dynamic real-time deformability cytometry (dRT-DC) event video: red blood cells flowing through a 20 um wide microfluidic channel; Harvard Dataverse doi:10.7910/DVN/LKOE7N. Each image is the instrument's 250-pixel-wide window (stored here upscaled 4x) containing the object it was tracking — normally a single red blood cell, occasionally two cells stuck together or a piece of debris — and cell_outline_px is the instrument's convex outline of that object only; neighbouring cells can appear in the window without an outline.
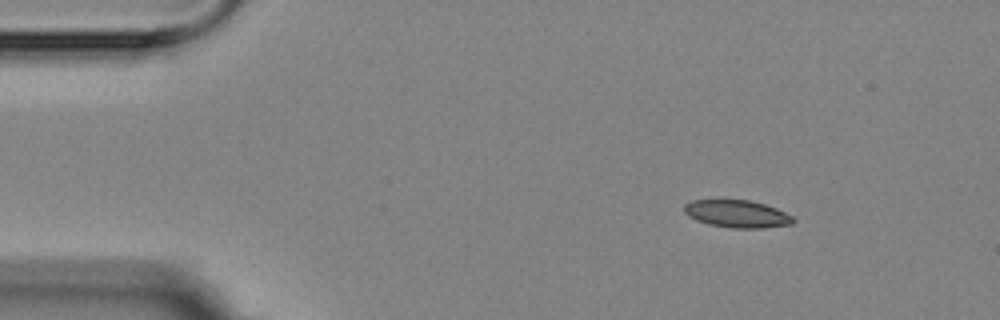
{"species": "Egyptian fruit bat (a non-hibernating species)", "species_latin": "Rousettus aegyptiacus", "temperature_condition": "room temperature", "stored_images_in_passage": 4, "camera_frame_rate_fps": 3000, "um_per_image_px": 0.085, "animal": {"sex": "female"}, "frame": {"image": 1, "passage_image": 3, "time_ms": 2.333, "image_size_px": [1000, 320], "cell_outline_px": [[796, 220], [792, 224], [764, 228], [732, 228], [708, 224], [696, 220], [688, 216], [684, 212], [684, 204], [692, 200], [716, 196], [752, 200], [776, 208], [792, 216]], "centroid_in_image_um": [62.58, 18.12], "position_along_channel_um": 22.4, "area_um2": 18.38}}